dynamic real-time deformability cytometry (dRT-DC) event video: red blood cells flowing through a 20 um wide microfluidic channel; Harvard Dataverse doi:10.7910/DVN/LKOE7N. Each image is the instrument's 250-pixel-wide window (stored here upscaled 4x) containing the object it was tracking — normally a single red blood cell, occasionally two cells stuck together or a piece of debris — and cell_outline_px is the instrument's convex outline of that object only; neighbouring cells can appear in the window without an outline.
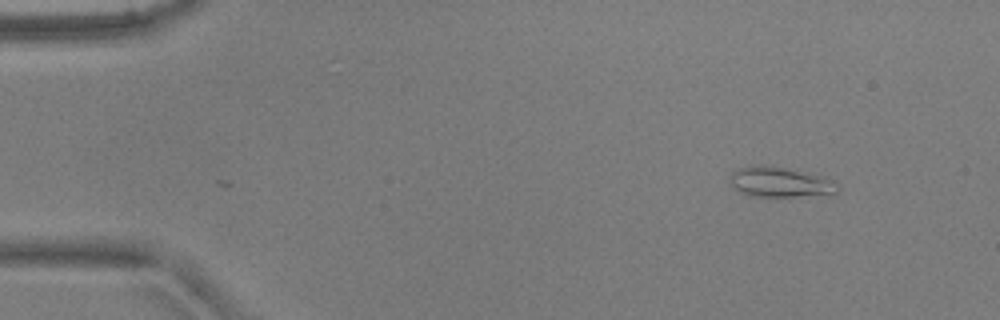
{"species": "common noctule bat (a hibernating species)", "species_latin": "Nyctalus noctula", "temperature_condition": "warm", "stored_images_in_passage": 2, "camera_frame_rate_fps": 3000, "um_per_image_px": 0.085, "animal": {"sex": "male", "body_mass_g": 17.9, "forearm_length_mm": 54.2}, "frame": {"image": 1, "passage_image": 2, "time_ms": 0.333, "image_size_px": [1000, 320], "cell_outline_px": [[836, 192], [832, 196], [748, 196], [732, 188], [732, 172], [740, 168], [752, 164], [772, 164], [824, 176]], "centroid_in_image_um": [66.24, 15.46], "position_along_channel_um": 18.8, "area_um2": 19.02}}